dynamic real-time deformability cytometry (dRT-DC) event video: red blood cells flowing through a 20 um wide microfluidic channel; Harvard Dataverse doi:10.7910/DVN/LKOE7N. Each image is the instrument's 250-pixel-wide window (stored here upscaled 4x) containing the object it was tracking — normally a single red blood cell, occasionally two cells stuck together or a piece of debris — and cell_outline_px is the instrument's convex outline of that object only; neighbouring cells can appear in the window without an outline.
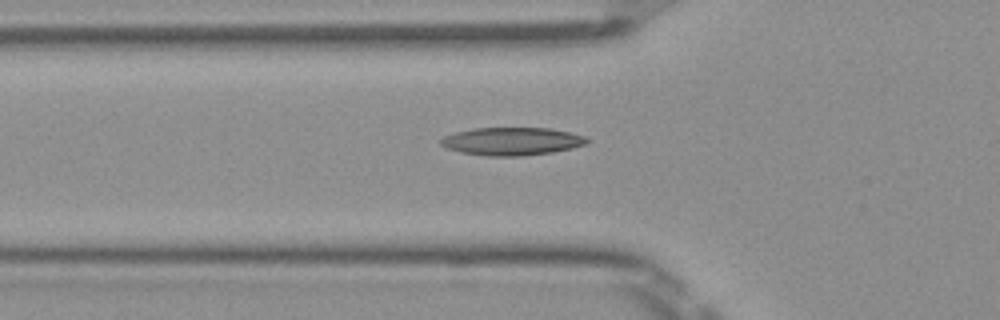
{"species": "Egyptian fruit bat (a non-hibernating species)", "species_latin": "Rousettus aegyptiacus", "temperature_condition": "room temperature", "stored_images_in_passage": 48, "camera_frame_rate_fps": 3000, "um_per_image_px": 0.085, "frame": {"image": 1, "passage_image": 18, "time_ms": 5.667, "image_size_px": [1000, 320], "cell_outline_px": [[588, 144], [572, 148], [552, 152], [520, 156], [488, 156], [460, 152], [448, 148], [440, 144], [440, 140], [444, 136], [456, 132], [472, 128], [548, 128], [568, 132], [584, 136], [588, 140]], "centroid_in_image_um": [43.5, 12.01], "position_along_channel_um": 82.3, "area_um2": 23.64}}
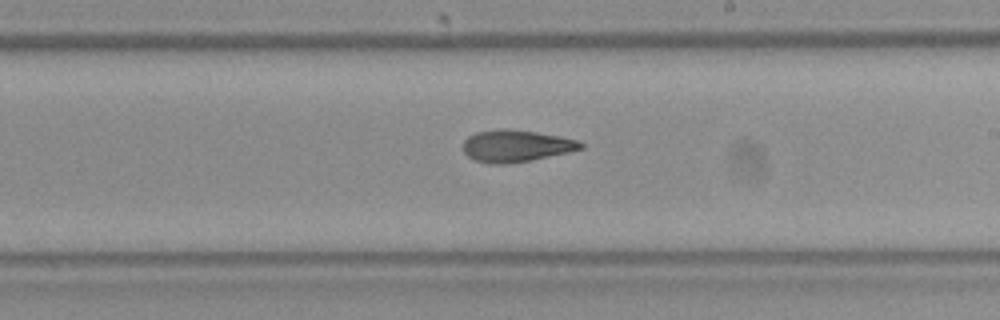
{"frame": {"image": 2, "passage_image": 30, "time_ms": 9.667, "image_size_px": [1000, 320], "cell_outline_px": [[584, 148], [568, 152], [532, 160], [504, 164], [488, 164], [476, 160], [468, 156], [464, 152], [464, 140], [468, 136], [476, 132], [500, 128], [536, 132], [560, 136], [576, 140], [584, 144]], "centroid_in_image_um": [43.85, 12.4], "position_along_channel_um": 245.1, "area_um2": 21.79}}
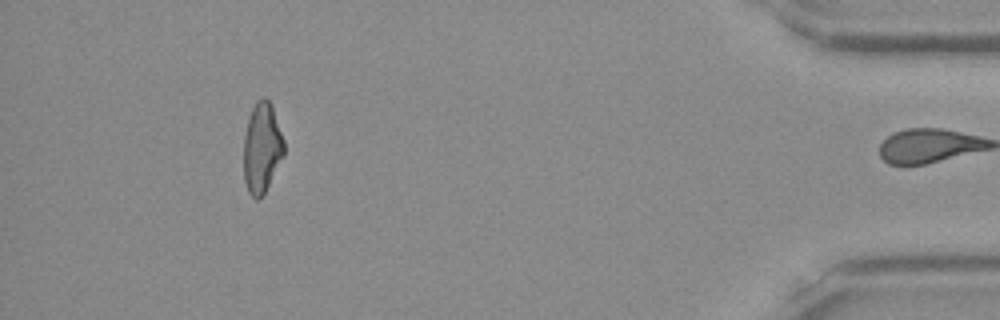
{"frame": {"image": 3, "passage_image": 47, "time_ms": 15.333, "image_size_px": [1000, 320], "cell_outline_px": [[284, 156], [260, 200], [256, 200], [248, 192], [244, 180], [244, 136], [248, 116], [256, 100], [260, 96], [264, 96], [272, 104], [284, 140]], "centroid_in_image_um": [22.26, 12.53], "position_along_channel_um": 412.9, "area_um2": 21.5}, "authors_computed_cell_mechanics": {"area_um2": 22.2241, "velocity_mm_per_s": 4.042, "shape_relaxation_time_tau1_ms": 9.3682, "shape_relaxation_time_tau2_ms": 3.311, "deformation_change_tau1": 0.229, "deformation_change_tau2": 0.1152}}